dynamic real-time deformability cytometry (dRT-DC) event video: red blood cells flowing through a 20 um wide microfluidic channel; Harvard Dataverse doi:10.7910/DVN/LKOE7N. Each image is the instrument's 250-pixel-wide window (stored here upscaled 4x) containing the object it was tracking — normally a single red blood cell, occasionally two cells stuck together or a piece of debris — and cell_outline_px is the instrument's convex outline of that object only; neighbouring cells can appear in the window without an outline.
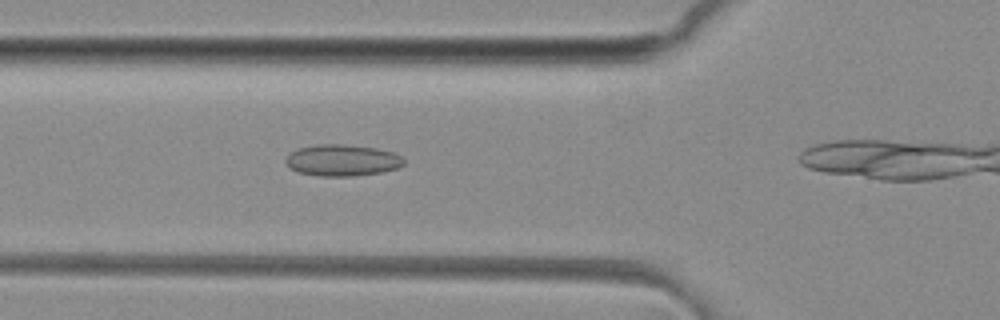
{"species": "common noctule bat (a hibernating species)", "species_latin": "Nyctalus noctula", "temperature_condition": "room temperature", "stored_images_in_passage": 10, "camera_frame_rate_fps": 3000, "um_per_image_px": 0.085, "animal": {"sex": "female", "body_mass_g": 29.2, "forearm_length_mm": 56.3}, "frame": {"image": 1, "passage_image": 6, "time_ms": 1.667, "image_size_px": [1000, 320], "cell_outline_px": [[404, 164], [396, 168], [384, 172], [352, 176], [320, 176], [300, 172], [288, 168], [284, 160], [292, 152], [300, 148], [316, 144], [340, 144], [376, 148], [392, 152], [400, 156], [404, 160]], "centroid_in_image_um": [29.08, 13.63], "position_along_channel_um": 96.7, "area_um2": 21.56}}
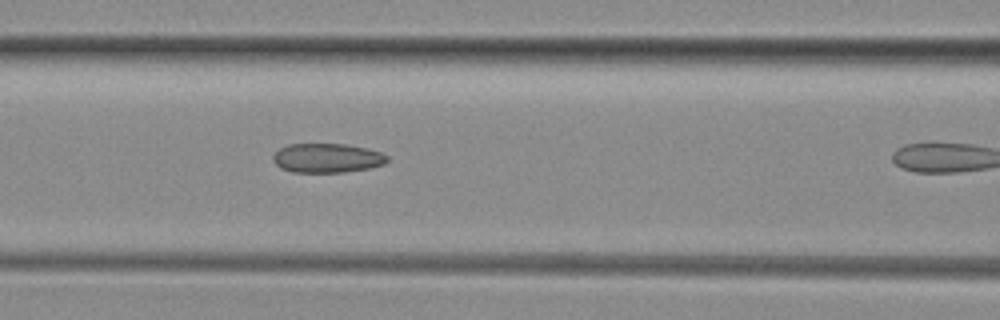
{"frame": {"image": 2, "passage_image": 9, "time_ms": 2.667, "image_size_px": [1000, 320], "cell_outline_px": [[388, 160], [384, 164], [368, 168], [344, 172], [292, 172], [280, 168], [272, 160], [272, 156], [280, 148], [288, 144], [344, 144], [364, 148], [380, 152], [388, 156]], "centroid_in_image_um": [27.77, 13.43], "position_along_channel_um": 138.8, "area_um2": 19.36}}